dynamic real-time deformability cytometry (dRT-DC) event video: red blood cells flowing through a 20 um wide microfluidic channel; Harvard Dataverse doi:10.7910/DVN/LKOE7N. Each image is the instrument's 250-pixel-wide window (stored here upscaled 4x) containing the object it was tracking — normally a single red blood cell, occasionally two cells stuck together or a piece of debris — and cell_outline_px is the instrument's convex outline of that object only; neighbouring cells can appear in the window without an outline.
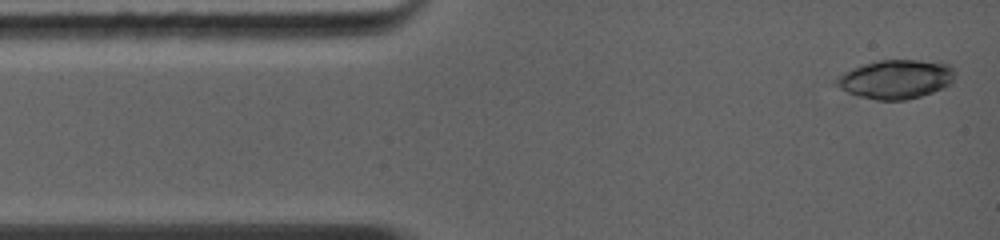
{"species": "common noctule bat (a hibernating species)", "species_latin": "Nyctalus noctula", "temperature_condition": "warm", "stored_images_in_passage": 9, "camera_frame_rate_fps": 5000, "um_per_image_px": 0.085, "animal": {"sex": "female", "body_mass_g": 19.0, "forearm_length_mm": 56.7}, "frame": {"image": 1, "passage_image": 1, "time_ms": 0.0, "image_size_px": [1000, 240], "cell_outline_px": [[956, 76], [948, 84], [932, 92], [920, 96], [904, 100], [876, 100], [860, 96], [848, 92], [840, 88], [836, 84], [836, 80], [844, 72], [852, 68], [864, 64], [880, 60], [940, 60], [948, 64], [952, 68]], "centroid_in_image_um": [76.18, 6.71], "position_along_channel_um": 8.8, "area_um2": 26.76}}
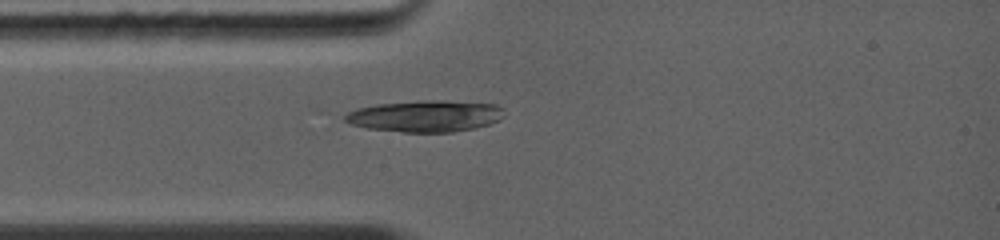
{"frame": {"image": 2, "passage_image": 9, "time_ms": 2.4, "image_size_px": [1000, 240], "cell_outline_px": [[504, 116], [500, 120], [476, 128], [452, 132], [404, 132], [368, 128], [352, 124], [344, 120], [344, 116], [348, 112], [356, 108], [376, 104], [420, 100], [444, 100], [496, 104], [504, 108]], "centroid_in_image_um": [36.19, 9.85], "position_along_channel_um": 48.8, "area_um2": 29.48}}